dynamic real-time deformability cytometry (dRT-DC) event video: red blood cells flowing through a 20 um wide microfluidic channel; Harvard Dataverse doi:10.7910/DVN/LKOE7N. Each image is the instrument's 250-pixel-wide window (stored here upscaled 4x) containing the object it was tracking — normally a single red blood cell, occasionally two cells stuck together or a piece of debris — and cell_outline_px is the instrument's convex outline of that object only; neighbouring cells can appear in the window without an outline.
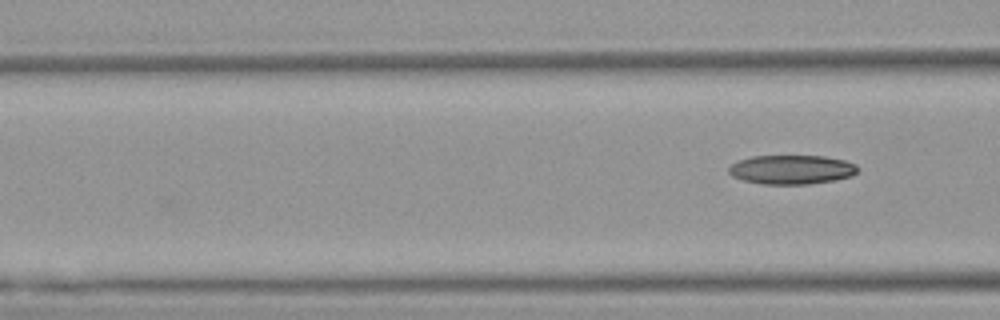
{"species": "Egyptian fruit bat (a non-hibernating species)", "species_latin": "Rousettus aegyptiacus", "temperature_condition": "warm", "stored_images_in_passage": 5, "camera_frame_rate_fps": 3000, "um_per_image_px": 0.085, "animal": {"sex": "female"}, "frame": {"image": 1, "passage_image": 5, "time_ms": 1.333, "image_size_px": [1000, 320], "cell_outline_px": [[860, 168], [852, 176], [836, 180], [808, 184], [760, 184], [744, 180], [732, 176], [728, 172], [728, 168], [732, 164], [740, 160], [752, 156], [824, 156], [844, 160], [856, 164]], "centroid_in_image_um": [67.31, 14.42], "position_along_channel_um": 99.3, "area_um2": 21.96}}